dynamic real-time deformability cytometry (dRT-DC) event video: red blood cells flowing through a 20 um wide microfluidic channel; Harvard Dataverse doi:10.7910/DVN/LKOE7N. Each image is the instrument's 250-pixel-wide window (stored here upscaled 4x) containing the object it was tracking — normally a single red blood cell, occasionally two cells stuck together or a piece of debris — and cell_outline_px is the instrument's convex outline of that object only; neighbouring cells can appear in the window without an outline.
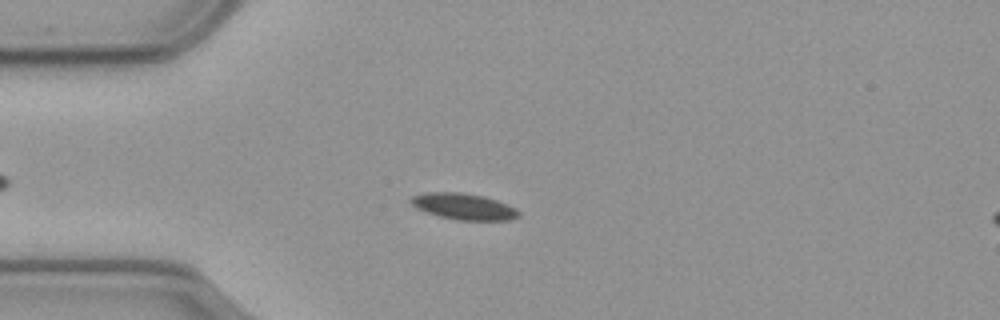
{"species": "common noctule bat (a hibernating species)", "species_latin": "Nyctalus noctula", "temperature_condition": "cold", "stored_images_in_passage": 37, "camera_frame_rate_fps": 3000, "um_per_image_px": 0.085, "animal": {"sex": "male", "body_mass_g": 23.1, "forearm_length_mm": 52.7}, "frame": {"image": 1, "passage_image": 8, "time_ms": 2.333, "image_size_px": [1000, 320], "cell_outline_px": [[520, 216], [512, 220], [456, 220], [440, 216], [416, 208], [408, 200], [412, 196], [428, 192], [460, 192], [484, 196], [496, 200], [516, 208], [520, 212]], "centroid_in_image_um": [39.43, 17.55], "position_along_channel_um": 45.6, "area_um2": 16.47}}
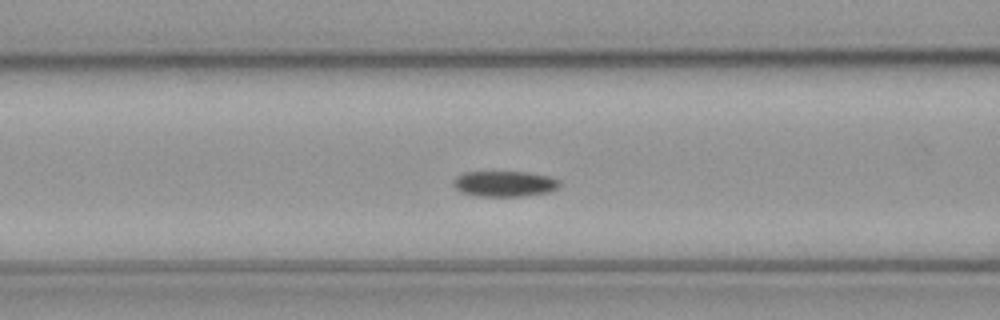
{"frame": {"image": 2, "passage_image": 16, "time_ms": 5.0, "image_size_px": [1000, 320], "cell_outline_px": [[560, 188], [548, 192], [520, 196], [476, 196], [460, 192], [452, 184], [452, 180], [456, 176], [464, 172], [528, 172], [552, 176], [560, 180]], "centroid_in_image_um": [42.89, 15.61], "position_along_channel_um": 123.7, "area_um2": 16.13}}
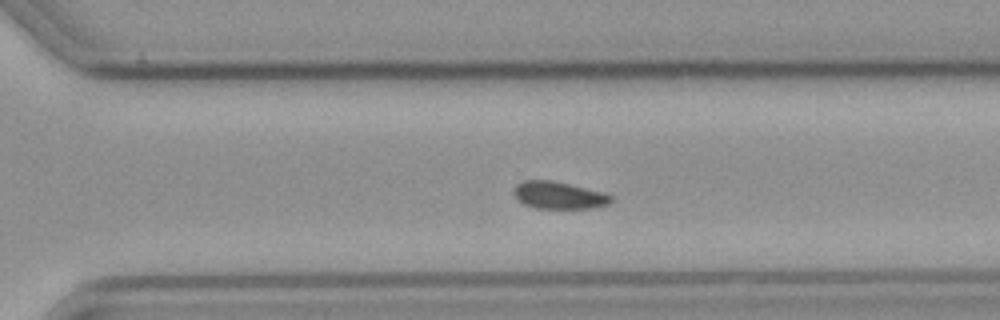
{"frame": {"image": 3, "passage_image": 33, "time_ms": 10.667, "image_size_px": [1000, 320], "cell_outline_px": [[612, 200], [608, 204], [592, 208], [536, 208], [524, 204], [516, 200], [512, 192], [512, 188], [516, 184], [524, 180], [552, 180], [604, 192], [612, 196]], "centroid_in_image_um": [47.44, 16.59], "position_along_channel_um": 323.2, "area_um2": 15.61}}